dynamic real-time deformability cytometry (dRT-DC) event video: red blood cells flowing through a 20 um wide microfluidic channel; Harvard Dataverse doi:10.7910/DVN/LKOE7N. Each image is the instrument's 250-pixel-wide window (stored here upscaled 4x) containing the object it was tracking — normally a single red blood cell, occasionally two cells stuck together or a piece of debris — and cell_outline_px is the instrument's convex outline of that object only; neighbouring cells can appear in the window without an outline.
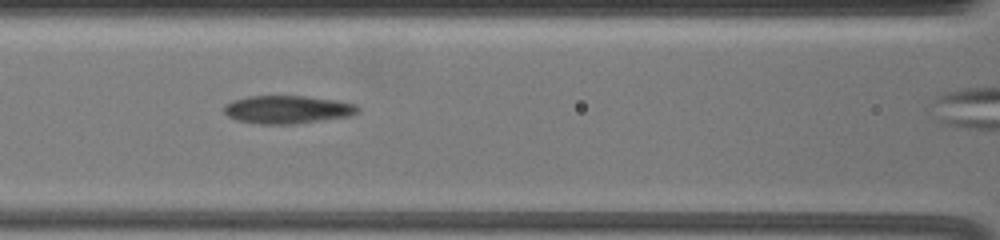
{"species": "common noctule bat (a hibernating species)", "species_latin": "Nyctalus noctula", "temperature_condition": "warm", "stored_images_in_passage": 35, "camera_frame_rate_fps": 3000, "um_per_image_px": 0.085, "animal": {"sex": "female", "body_mass_g": 19.5, "forearm_length_mm": 54.1}, "frame": {"image": 1, "passage_image": 8, "time_ms": 2.333, "image_size_px": [1000, 240], "cell_outline_px": [[360, 112], [348, 116], [296, 124], [260, 124], [240, 120], [228, 116], [224, 112], [224, 104], [248, 96], [304, 96], [336, 100], [352, 104], [360, 108]], "centroid_in_image_um": [24.44, 9.31], "position_along_channel_um": 142.2, "area_um2": 21.62}}
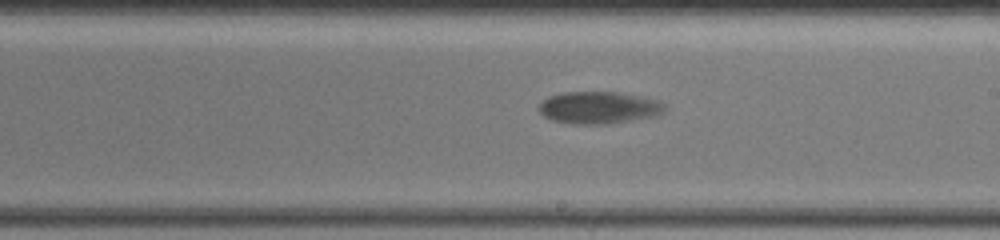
{"frame": {"image": 2, "passage_image": 17, "time_ms": 5.333, "image_size_px": [1000, 240], "cell_outline_px": [[664, 108], [656, 116], [608, 124], [572, 124], [552, 120], [544, 116], [540, 112], [540, 104], [548, 96], [564, 92], [616, 92], [640, 96], [656, 100], [664, 104]], "centroid_in_image_um": [50.87, 9.15], "position_along_channel_um": 238.1, "area_um2": 23.35}}
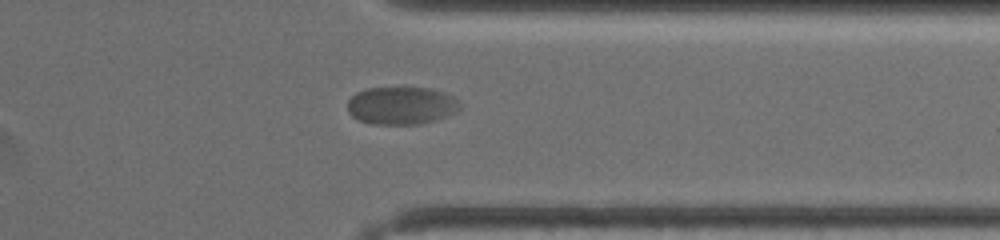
{"frame": {"image": 3, "passage_image": 30, "time_ms": 9.667, "image_size_px": [1000, 240], "cell_outline_px": [[460, 108], [436, 120], [420, 124], [376, 124], [360, 120], [352, 116], [348, 112], [348, 100], [356, 92], [368, 88], [428, 88], [452, 96], [460, 104]], "centroid_in_image_um": [34.07, 8.97], "position_along_channel_um": 377.3, "area_um2": 24.28}}